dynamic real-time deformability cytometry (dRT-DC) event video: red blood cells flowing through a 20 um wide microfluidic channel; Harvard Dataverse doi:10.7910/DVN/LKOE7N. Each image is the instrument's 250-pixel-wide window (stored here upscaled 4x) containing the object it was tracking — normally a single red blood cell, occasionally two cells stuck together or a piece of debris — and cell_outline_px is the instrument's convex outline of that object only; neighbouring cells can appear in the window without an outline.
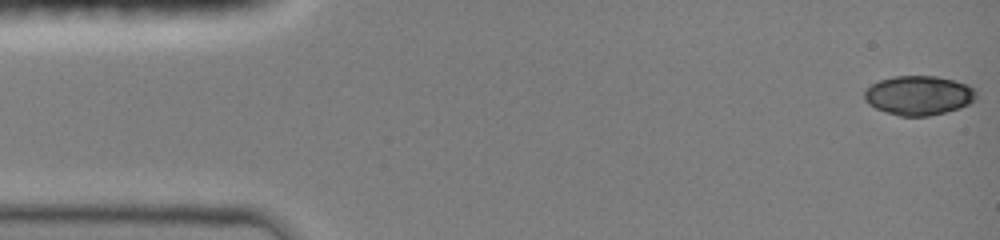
{"species": "common noctule bat (a hibernating species)", "species_latin": "Nyctalus noctula", "temperature_condition": "room temperature", "stored_images_in_passage": 47, "camera_frame_rate_fps": 3000, "um_per_image_px": 0.085, "animal": {"sex": "female", "body_mass_g": 19.0, "forearm_length_mm": 51.5}, "frame": {"image": 1, "passage_image": 1, "time_ms": 0.0, "image_size_px": [1000, 240], "cell_outline_px": [[976, 100], [960, 108], [928, 116], [900, 116], [876, 108], [868, 104], [864, 100], [864, 92], [872, 84], [880, 80], [892, 76], [936, 76], [968, 84], [976, 88]], "centroid_in_image_um": [78.11, 8.1], "position_along_channel_um": 6.9, "area_um2": 25.66}}
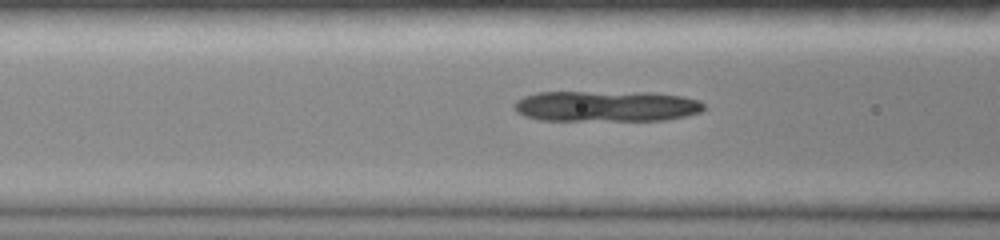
{"frame": {"image": 2, "passage_image": 18, "time_ms": 5.667, "image_size_px": [1000, 240], "cell_outline_px": [[704, 108], [700, 112], [684, 116], [664, 120], [540, 120], [524, 116], [516, 112], [516, 100], [524, 96], [540, 92], [648, 92], [684, 96], [700, 100], [704, 104]], "centroid_in_image_um": [51.55, 9.02], "position_along_channel_um": 115.0, "area_um2": 34.1}}
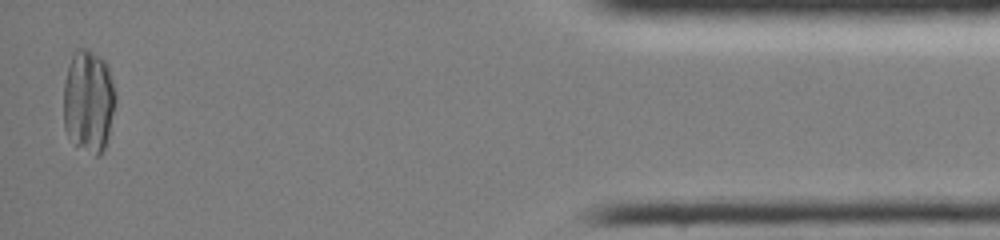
{"frame": {"image": 3, "passage_image": 46, "time_ms": 15.0, "image_size_px": [1000, 240], "cell_outline_px": [[116, 100], [108, 136], [104, 148], [100, 156], [96, 156], [76, 144], [68, 136], [64, 128], [64, 84], [68, 64], [76, 48], [88, 48], [100, 56], [104, 60], [108, 68], [116, 92]], "centroid_in_image_um": [7.53, 8.57], "position_along_channel_um": 427.7, "area_um2": 31.21}}